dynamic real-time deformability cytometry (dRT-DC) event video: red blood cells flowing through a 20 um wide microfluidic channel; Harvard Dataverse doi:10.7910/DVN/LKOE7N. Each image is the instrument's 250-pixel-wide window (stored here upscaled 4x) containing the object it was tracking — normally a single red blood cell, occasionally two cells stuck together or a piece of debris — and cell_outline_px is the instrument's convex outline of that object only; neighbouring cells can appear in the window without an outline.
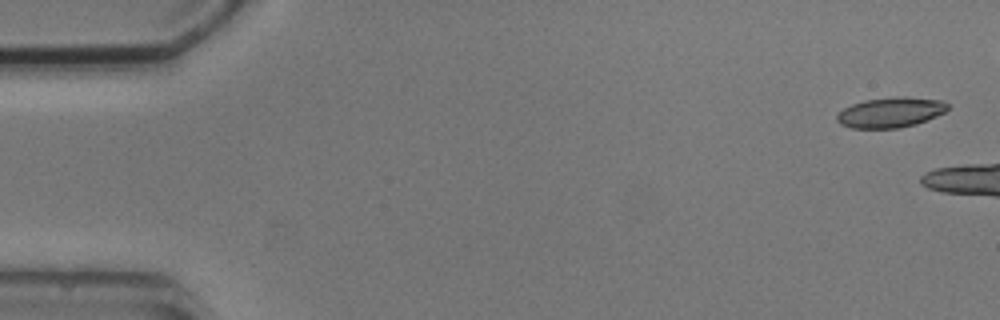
{"species": "common noctule bat (a hibernating species)", "species_latin": "Nyctalus noctula", "temperature_condition": "cold", "stored_images_in_passage": 3, "camera_frame_rate_fps": 3000, "um_per_image_px": 0.085, "animal": {"sex": "male", "body_mass_g": 20.5, "forearm_length_mm": 52.5}, "frame": {"image": 1, "passage_image": 1, "time_ms": 0.0, "image_size_px": [1000, 320], "cell_outline_px": [[948, 108], [944, 112], [936, 116], [916, 124], [900, 128], [852, 128], [840, 124], [836, 120], [836, 116], [844, 108], [852, 104], [864, 100], [896, 96], [904, 96], [944, 100], [948, 104]], "centroid_in_image_um": [75.7, 9.54], "position_along_channel_um": 9.3, "area_um2": 19.59}}